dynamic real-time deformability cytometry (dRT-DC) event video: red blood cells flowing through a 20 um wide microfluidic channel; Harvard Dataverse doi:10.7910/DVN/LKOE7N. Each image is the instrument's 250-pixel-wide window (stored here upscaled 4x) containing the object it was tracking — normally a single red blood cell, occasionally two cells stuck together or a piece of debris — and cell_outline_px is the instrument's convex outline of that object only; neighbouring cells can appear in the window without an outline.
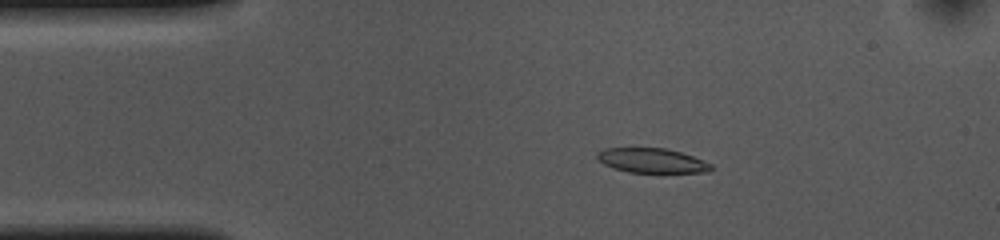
{"species": "common noctule bat (a hibernating species)", "species_latin": "Nyctalus noctula", "temperature_condition": "cold", "stored_images_in_passage": 54, "camera_frame_rate_fps": 3000, "um_per_image_px": 0.085, "animal": {"sex": "female", "body_mass_g": 10.0, "forearm_length_mm": 53.1}, "frame": {"image": 1, "passage_image": 9, "time_ms": 2.667, "image_size_px": [1000, 240], "cell_outline_px": [[712, 168], [708, 172], [628, 172], [612, 168], [596, 160], [596, 152], [604, 148], [664, 148], [680, 152], [704, 160], [712, 164]], "centroid_in_image_um": [55.36, 13.64], "position_along_channel_um": 29.6, "area_um2": 16.36}}
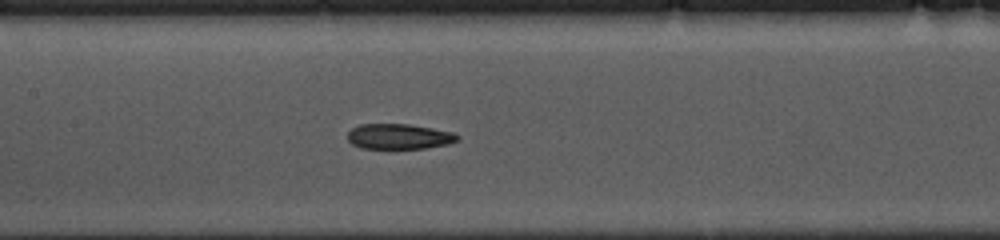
{"frame": {"image": 2, "passage_image": 24, "time_ms": 7.667, "image_size_px": [1000, 240], "cell_outline_px": [[460, 140], [448, 144], [424, 148], [360, 148], [352, 144], [348, 140], [348, 132], [352, 128], [360, 124], [408, 124], [432, 128], [452, 132], [460, 136]], "centroid_in_image_um": [33.92, 11.6], "position_along_channel_um": 173.5, "area_um2": 16.18}}
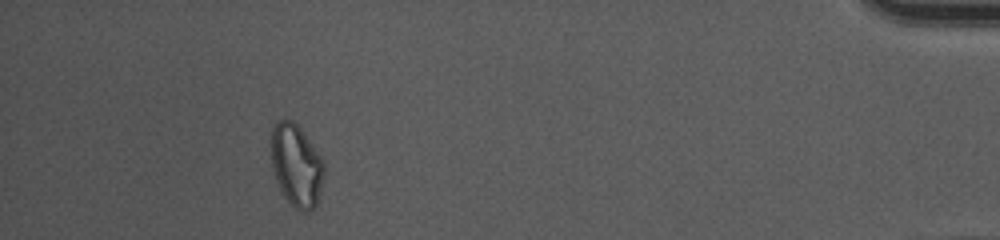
{"frame": {"image": 3, "passage_image": 49, "time_ms": 16.0, "image_size_px": [1000, 240], "cell_outline_px": [[324, 172], [316, 204], [308, 212], [300, 212], [284, 196], [276, 180], [272, 168], [272, 128], [276, 120], [292, 120], [304, 132], [324, 160]], "centroid_in_image_um": [25.19, 14.03], "position_along_channel_um": 410.0, "area_um2": 25.14}, "authors_computed_cell_mechanics": {"area_um2": 17.1955, "velocity_mm_per_s": 3.6201, "shape_relaxation_time_tau1_ms": 6.8564, "shape_relaxation_time_tau2_ms": 8.1448, "deformation_change_tau1": 0.154, "deformation_change_tau2": 0.1298}}